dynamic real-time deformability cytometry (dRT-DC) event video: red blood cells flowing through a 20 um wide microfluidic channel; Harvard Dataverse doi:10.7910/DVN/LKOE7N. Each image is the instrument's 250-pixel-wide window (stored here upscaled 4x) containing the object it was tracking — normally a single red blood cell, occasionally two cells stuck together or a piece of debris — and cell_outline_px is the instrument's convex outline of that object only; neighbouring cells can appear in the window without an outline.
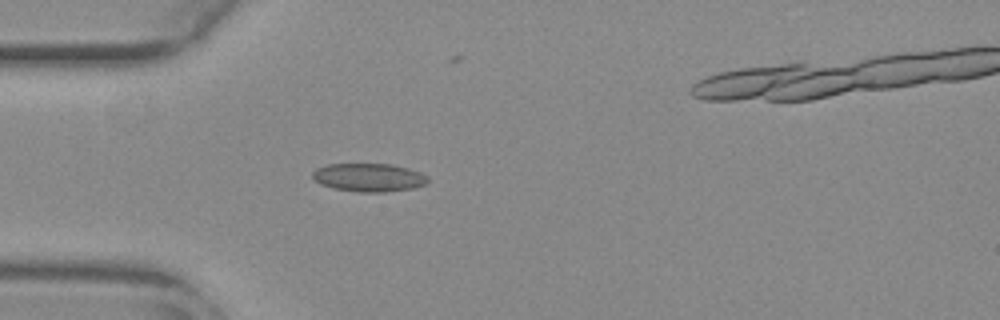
{"species": "common noctule bat (a hibernating species)", "species_latin": "Nyctalus noctula", "temperature_condition": "warm", "stored_images_in_passage": 19, "camera_frame_rate_fps": 3000, "um_per_image_px": 0.085, "animal": {"sex": "female", "body_mass_g": 29.2, "forearm_length_mm": 56.3}, "frame": {"image": 1, "passage_image": 4, "time_ms": 1.0, "image_size_px": [1000, 320], "cell_outline_px": [[428, 184], [416, 188], [384, 192], [356, 192], [332, 188], [320, 184], [312, 180], [312, 172], [316, 168], [328, 164], [392, 164], [408, 168], [420, 172], [428, 176]], "centroid_in_image_um": [31.35, 15.09], "position_along_channel_um": 53.6, "area_um2": 19.36}}
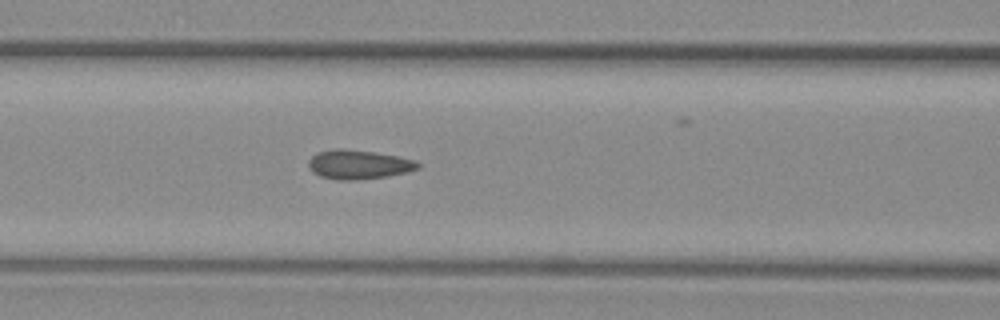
{"frame": {"image": 2, "passage_image": 11, "time_ms": 3.333, "image_size_px": [1000, 320], "cell_outline_px": [[420, 168], [408, 172], [388, 176], [356, 180], [336, 180], [320, 176], [312, 172], [308, 168], [308, 160], [312, 156], [320, 152], [336, 148], [344, 148], [376, 152], [416, 160], [420, 164]], "centroid_in_image_um": [30.48, 13.98], "position_along_channel_um": 136.1, "area_um2": 18.79}}
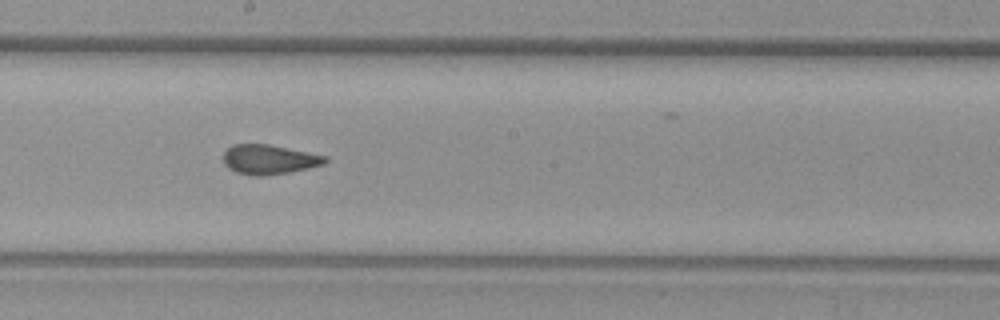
{"frame": {"image": 3, "passage_image": 18, "time_ms": 5.667, "image_size_px": [1000, 320], "cell_outline_px": [[328, 160], [324, 164], [308, 168], [288, 172], [264, 176], [252, 176], [236, 172], [228, 168], [224, 164], [224, 152], [232, 144], [268, 144], [328, 156]], "centroid_in_image_um": [22.87, 13.56], "position_along_channel_um": 225.3, "area_um2": 17.57}}